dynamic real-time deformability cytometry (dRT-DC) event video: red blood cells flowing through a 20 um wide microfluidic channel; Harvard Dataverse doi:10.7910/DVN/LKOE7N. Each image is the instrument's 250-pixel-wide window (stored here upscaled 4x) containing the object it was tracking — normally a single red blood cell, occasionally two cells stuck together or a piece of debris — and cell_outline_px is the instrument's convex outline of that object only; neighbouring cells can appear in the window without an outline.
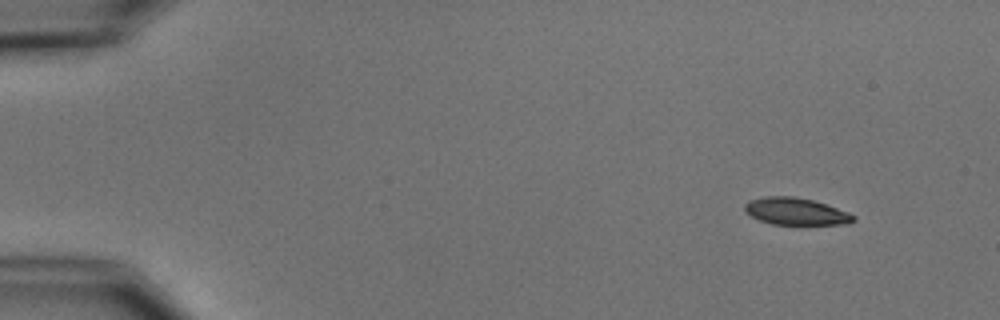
{"species": "common noctule bat (a hibernating species)", "species_latin": "Nyctalus noctula", "temperature_condition": "cold", "stored_images_in_passage": 4, "camera_frame_rate_fps": 3000, "um_per_image_px": 0.085, "animal": {"sex": "male", "body_mass_g": 15.6}, "frame": {"image": 1, "passage_image": 1, "time_ms": 0.0, "image_size_px": [1000, 320], "cell_outline_px": [[856, 220], [848, 224], [772, 224], [760, 220], [744, 212], [744, 204], [748, 200], [764, 196], [796, 196], [812, 200], [848, 212], [856, 216]], "centroid_in_image_um": [67.62, 17.96], "position_along_channel_um": 17.4, "area_um2": 17.17}}
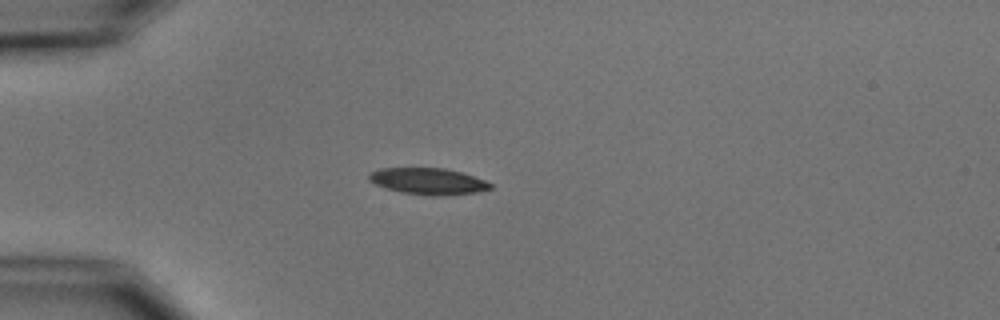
{"frame": {"image": 2, "passage_image": 4, "time_ms": 3.333, "image_size_px": [1000, 320], "cell_outline_px": [[492, 188], [476, 192], [444, 196], [428, 196], [404, 192], [388, 188], [376, 184], [368, 180], [368, 176], [372, 172], [380, 168], [444, 168], [460, 172], [484, 180], [492, 184]], "centroid_in_image_um": [36.4, 15.41], "position_along_channel_um": 48.6, "area_um2": 18.5}}